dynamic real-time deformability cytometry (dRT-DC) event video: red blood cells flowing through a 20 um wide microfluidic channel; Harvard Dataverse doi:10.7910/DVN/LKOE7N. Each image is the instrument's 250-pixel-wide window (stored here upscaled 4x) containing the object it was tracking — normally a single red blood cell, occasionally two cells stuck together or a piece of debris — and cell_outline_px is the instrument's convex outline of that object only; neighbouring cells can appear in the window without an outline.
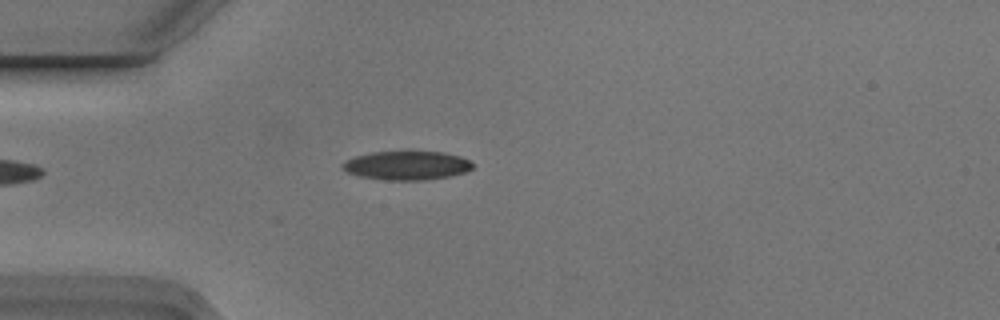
{"species": "Egyptian fruit bat (a non-hibernating species)", "species_latin": "Rousettus aegyptiacus", "temperature_condition": "cold", "stored_images_in_passage": 4, "camera_frame_rate_fps": 3000, "um_per_image_px": 0.085, "animal": {"sex": "male"}, "frame": {"image": 1, "passage_image": 3, "time_ms": 0.667, "image_size_px": [1000, 320], "cell_outline_px": [[472, 168], [464, 172], [452, 176], [424, 180], [388, 180], [360, 176], [348, 172], [340, 164], [356, 156], [372, 152], [444, 152], [460, 156], [468, 160], [472, 164]], "centroid_in_image_um": [34.6, 14.07], "position_along_channel_um": 50.4, "area_um2": 21.56}}